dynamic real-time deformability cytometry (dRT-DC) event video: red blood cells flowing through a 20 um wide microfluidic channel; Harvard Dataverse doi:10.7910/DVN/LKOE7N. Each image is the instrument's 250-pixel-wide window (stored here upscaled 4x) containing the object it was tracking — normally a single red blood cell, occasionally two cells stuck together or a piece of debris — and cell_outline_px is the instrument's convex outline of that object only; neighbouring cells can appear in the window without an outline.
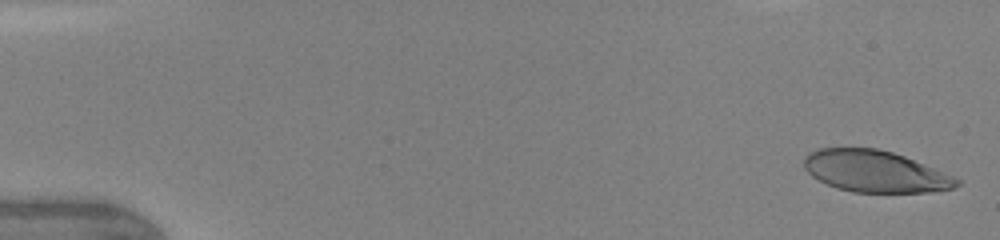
{"species": "human", "species_latin": "Homo sapiens", "temperature_condition": "warm", "stored_images_in_passage": 44, "camera_frame_rate_fps": 3000, "um_per_image_px": 0.085, "donor": {"sex": "female"}, "frame": {"image": 1, "passage_image": 1, "time_ms": 0.0, "image_size_px": [1000, 240], "cell_outline_px": [[960, 184], [952, 188], [928, 192], [852, 192], [836, 188], [812, 176], [804, 168], [804, 156], [808, 152], [820, 148], [876, 148], [892, 152], [904, 156], [924, 164], [952, 176], [960, 180]], "centroid_in_image_um": [74.34, 14.56], "position_along_channel_um": 10.7, "area_um2": 36.76}}
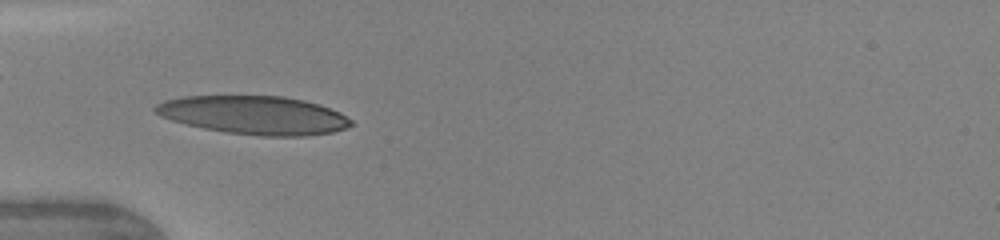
{"frame": {"image": 2, "passage_image": 14, "time_ms": 4.667, "image_size_px": [1000, 240], "cell_outline_px": [[356, 124], [332, 132], [308, 136], [260, 136], [224, 132], [184, 124], [160, 116], [152, 108], [156, 104], [164, 100], [184, 96], [284, 96], [304, 100], [320, 104], [340, 112], [352, 120]], "centroid_in_image_um": [21.61, 9.78], "position_along_channel_um": 63.4, "area_um2": 44.1}}
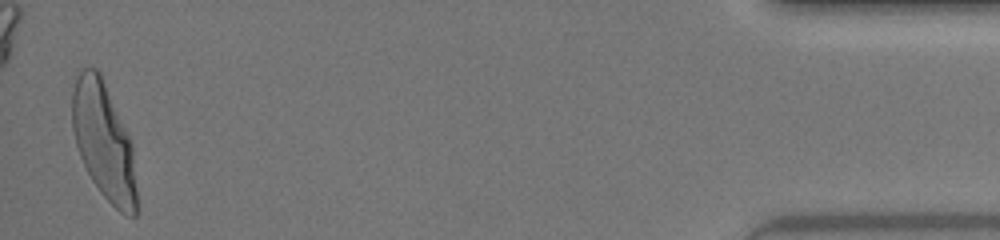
{"frame": {"image": 3, "passage_image": 43, "time_ms": 15.0, "image_size_px": [1000, 240], "cell_outline_px": [[136, 216], [128, 216], [120, 212], [100, 192], [92, 180], [80, 156], [76, 144], [72, 128], [72, 92], [76, 76], [84, 68], [96, 68], [100, 72], [132, 144], [136, 188]], "centroid_in_image_um": [8.8, 12.0], "position_along_channel_um": 426.4, "area_um2": 43.35}, "authors_computed_cell_mechanics": {"area_um2": 41.8761, "velocity_mm_per_s": 4.2816, "shape_relaxation_time_tau1_ms": 3.3858, "shape_relaxation_time_tau2_ms": null, "deformation_change_tau1": 0.1887, "deformation_change_tau2": null}}